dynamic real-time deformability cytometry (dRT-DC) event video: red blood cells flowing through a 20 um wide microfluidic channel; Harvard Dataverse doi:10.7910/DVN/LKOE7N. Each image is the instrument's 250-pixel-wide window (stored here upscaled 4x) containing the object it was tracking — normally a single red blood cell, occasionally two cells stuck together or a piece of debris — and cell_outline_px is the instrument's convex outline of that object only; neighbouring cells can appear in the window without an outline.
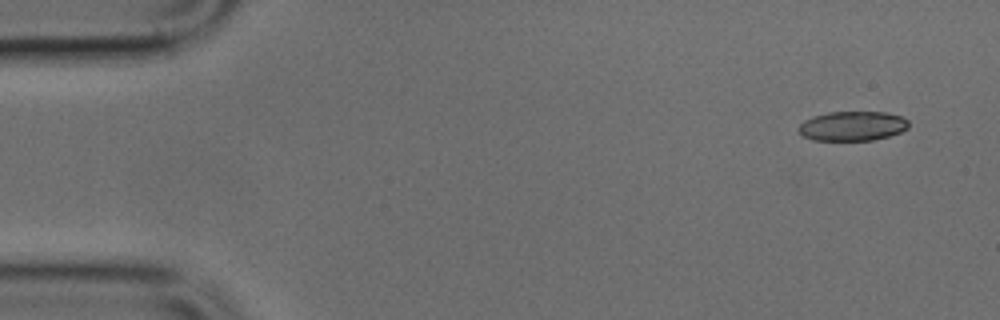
{"species": "common noctule bat (a hibernating species)", "species_latin": "Nyctalus noctula", "temperature_condition": "cold", "stored_images_in_passage": 4, "camera_frame_rate_fps": 3000, "um_per_image_px": 0.085, "animal": {"sex": "male", "body_mass_g": 17.9, "forearm_length_mm": 54.2}, "frame": {"image": 1, "passage_image": 1, "time_ms": 0.0, "image_size_px": [1000, 320], "cell_outline_px": [[908, 128], [900, 132], [888, 136], [872, 140], [812, 140], [804, 136], [796, 128], [804, 120], [812, 116], [828, 112], [884, 112], [900, 116], [908, 120]], "centroid_in_image_um": [72.43, 10.71], "position_along_channel_um": 12.6, "area_um2": 18.9}}
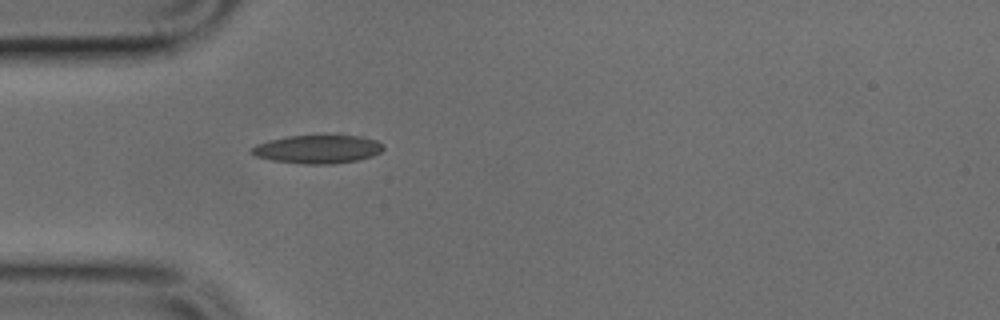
{"frame": {"image": 2, "passage_image": 4, "time_ms": 1.0, "image_size_px": [1000, 320], "cell_outline_px": [[384, 148], [380, 152], [372, 156], [356, 160], [332, 164], [304, 164], [272, 160], [256, 156], [248, 152], [256, 144], [268, 140], [288, 136], [364, 136], [376, 140], [384, 144]], "centroid_in_image_um": [27.0, 12.68], "position_along_channel_um": 58.0, "area_um2": 21.73}}